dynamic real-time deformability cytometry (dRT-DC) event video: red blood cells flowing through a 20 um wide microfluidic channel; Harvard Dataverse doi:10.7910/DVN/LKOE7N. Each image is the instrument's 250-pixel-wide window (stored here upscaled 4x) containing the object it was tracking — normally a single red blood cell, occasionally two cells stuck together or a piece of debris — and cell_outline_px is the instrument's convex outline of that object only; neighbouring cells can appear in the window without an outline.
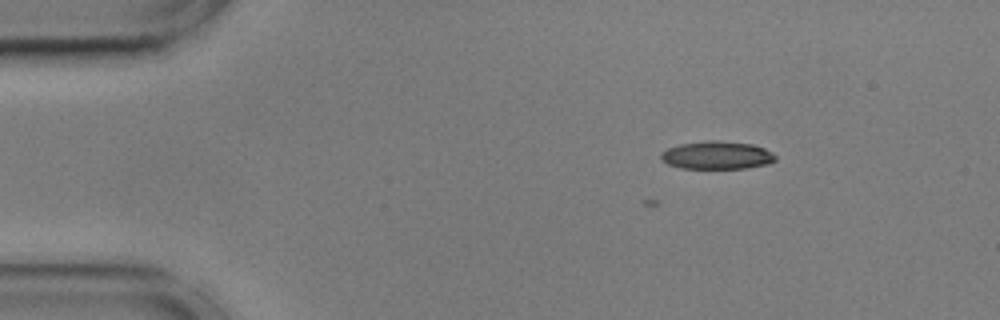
{"species": "common noctule bat (a hibernating species)", "species_latin": "Nyctalus noctula", "temperature_condition": "cold", "stored_images_in_passage": 6, "camera_frame_rate_fps": 3000, "um_per_image_px": 0.085, "animal": {"sex": "male", "body_mass_g": 17.9, "forearm_length_mm": 54.2}, "frame": {"image": 1, "passage_image": 1, "time_ms": 0.0, "image_size_px": [1000, 320], "cell_outline_px": [[776, 160], [768, 164], [748, 168], [680, 168], [668, 164], [660, 156], [660, 152], [668, 148], [680, 144], [708, 140], [720, 140], [752, 144], [764, 148], [772, 152], [776, 156]], "centroid_in_image_um": [60.96, 13.19], "position_along_channel_um": 24.0, "area_um2": 18.73}}